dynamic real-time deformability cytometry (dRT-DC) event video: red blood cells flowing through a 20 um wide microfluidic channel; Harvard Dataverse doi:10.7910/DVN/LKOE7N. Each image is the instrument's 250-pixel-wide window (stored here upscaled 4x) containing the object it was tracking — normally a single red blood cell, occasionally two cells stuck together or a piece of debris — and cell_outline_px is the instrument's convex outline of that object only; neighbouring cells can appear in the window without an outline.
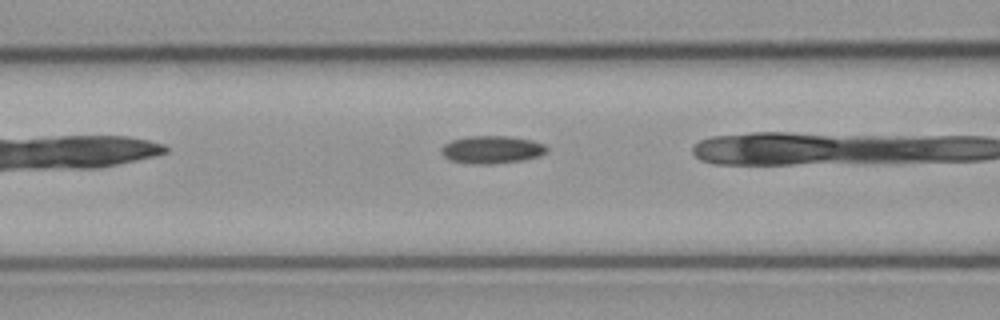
{"species": "common noctule bat (a hibernating species)", "species_latin": "Nyctalus noctula", "temperature_condition": "cold", "stored_images_in_passage": 17, "camera_frame_rate_fps": 3000, "um_per_image_px": 0.085, "animal": {"sex": "male", "body_mass_g": 23.1, "forearm_length_mm": 52.7}, "frame": {"image": 1, "passage_image": 3, "time_ms": 0.667, "image_size_px": [1000, 320], "cell_outline_px": [[548, 152], [540, 156], [524, 160], [492, 164], [472, 164], [448, 160], [440, 152], [440, 148], [444, 144], [452, 140], [468, 136], [508, 136], [532, 140], [544, 144], [548, 148]], "centroid_in_image_um": [41.81, 12.72], "position_along_channel_um": 124.8, "area_um2": 17.28}}
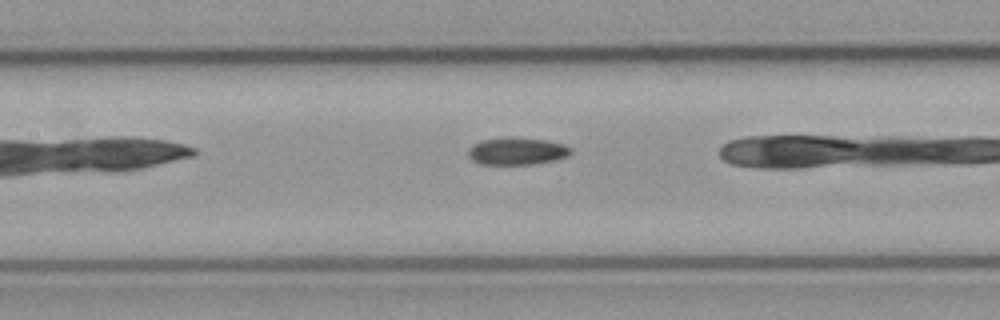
{"frame": {"image": 2, "passage_image": 6, "time_ms": 1.667, "image_size_px": [1000, 320], "cell_outline_px": [[572, 152], [568, 156], [556, 160], [532, 164], [480, 164], [472, 160], [468, 156], [468, 148], [472, 144], [480, 140], [548, 140], [564, 144], [572, 148]], "centroid_in_image_um": [43.96, 12.89], "position_along_channel_um": 163.4, "area_um2": 15.72}}
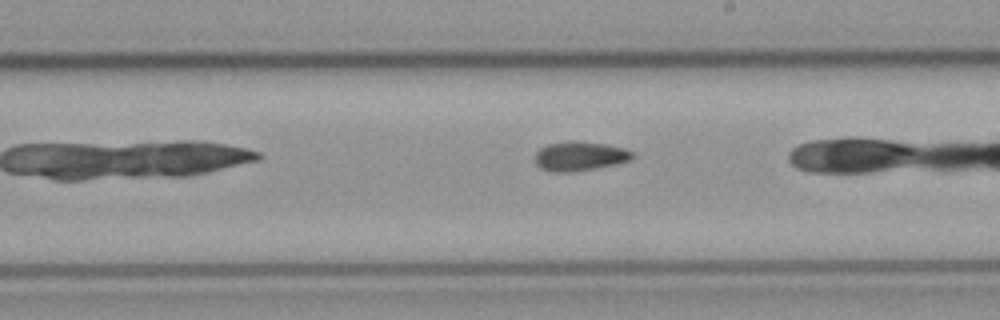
{"frame": {"image": 3, "passage_image": 12, "time_ms": 3.667, "image_size_px": [1000, 320], "cell_outline_px": [[636, 156], [632, 160], [596, 168], [576, 172], [548, 172], [540, 168], [536, 164], [536, 152], [540, 148], [548, 144], [568, 140], [576, 140], [608, 144], [624, 148], [632, 152]], "centroid_in_image_um": [49.29, 13.27], "position_along_channel_um": 239.7, "area_um2": 16.99}}